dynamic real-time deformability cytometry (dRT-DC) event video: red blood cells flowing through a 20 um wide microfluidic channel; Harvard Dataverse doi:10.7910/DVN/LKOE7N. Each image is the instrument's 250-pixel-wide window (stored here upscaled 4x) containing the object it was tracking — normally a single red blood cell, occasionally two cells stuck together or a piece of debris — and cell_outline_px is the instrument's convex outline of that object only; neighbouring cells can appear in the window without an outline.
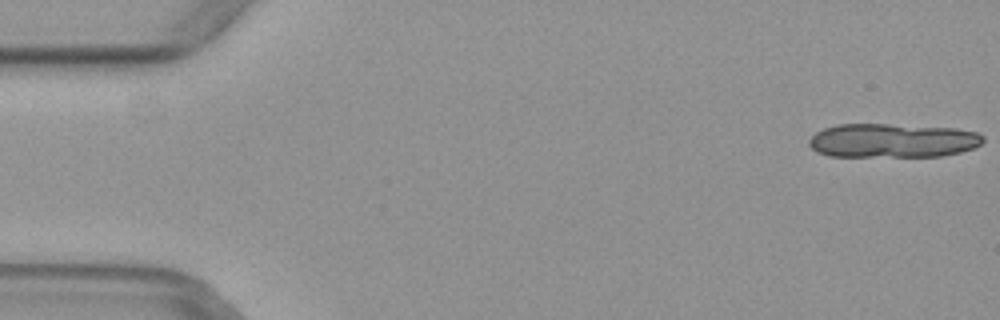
{"species": "common noctule bat (a hibernating species)", "species_latin": "Nyctalus noctula", "temperature_condition": "warm", "stored_images_in_passage": 11, "camera_frame_rate_fps": 3000, "um_per_image_px": 0.085, "animal": {"sex": "female", "body_mass_g": 29.2, "forearm_length_mm": 56.3}, "frame": {"image": 1, "passage_image": 1, "time_ms": 0.0, "image_size_px": [1000, 320], "cell_outline_px": [[984, 140], [980, 144], [972, 148], [960, 152], [940, 156], [828, 156], [816, 152], [808, 144], [808, 140], [816, 132], [824, 128], [836, 124], [888, 124], [956, 128], [976, 132], [984, 136]], "centroid_in_image_um": [75.83, 11.94], "position_along_channel_um": 9.2, "area_um2": 34.62}}